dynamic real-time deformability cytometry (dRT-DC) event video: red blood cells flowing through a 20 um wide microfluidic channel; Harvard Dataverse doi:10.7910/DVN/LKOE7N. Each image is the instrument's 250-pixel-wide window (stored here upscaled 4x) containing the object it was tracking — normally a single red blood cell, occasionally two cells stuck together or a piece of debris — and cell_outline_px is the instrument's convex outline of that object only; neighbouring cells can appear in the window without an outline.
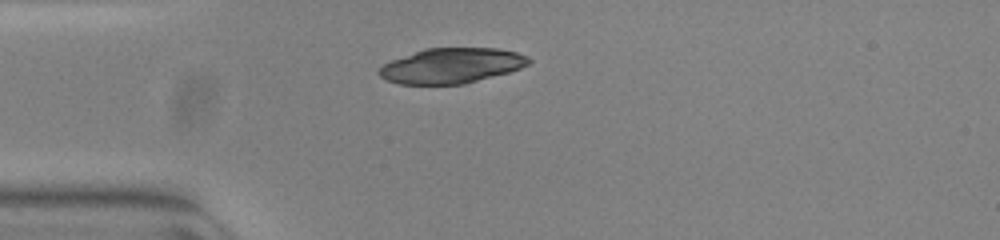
{"species": "common noctule bat (a hibernating species)", "species_latin": "Nyctalus noctula", "temperature_condition": "warm", "stored_images_in_passage": 40, "camera_frame_rate_fps": 3000, "um_per_image_px": 0.085, "animal": {"sex": "female", "body_mass_g": 23.0, "forearm_length_mm": 53.4}, "frame": {"image": 1, "passage_image": 1, "time_ms": 0.0, "image_size_px": [1000, 240], "cell_outline_px": [[532, 60], [528, 64], [520, 68], [508, 72], [464, 84], [400, 84], [388, 80], [380, 76], [376, 72], [384, 64], [392, 60], [424, 48], [500, 48], [516, 52], [528, 56]], "centroid_in_image_um": [38.39, 5.57], "position_along_channel_um": 46.6, "area_um2": 30.58}}